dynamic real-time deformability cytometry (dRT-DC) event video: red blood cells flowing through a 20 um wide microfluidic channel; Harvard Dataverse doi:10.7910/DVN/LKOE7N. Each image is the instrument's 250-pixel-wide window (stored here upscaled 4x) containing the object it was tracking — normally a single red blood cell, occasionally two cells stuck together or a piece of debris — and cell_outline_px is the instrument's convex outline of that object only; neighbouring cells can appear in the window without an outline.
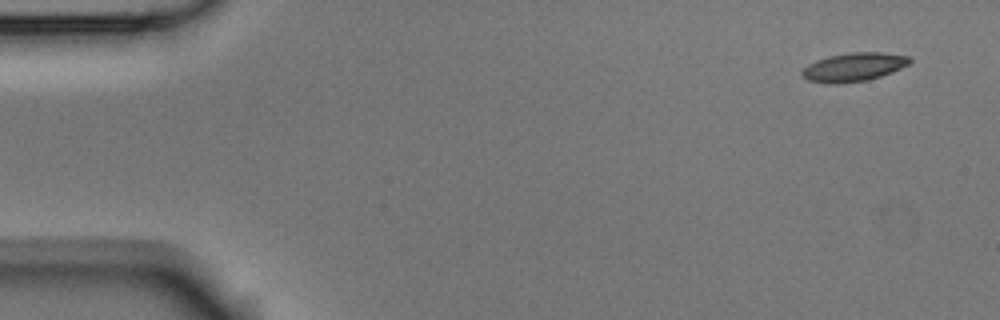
{"species": "Egyptian fruit bat (a non-hibernating species)", "species_latin": "Rousettus aegyptiacus", "temperature_condition": "room temperature", "stored_images_in_passage": 5, "camera_frame_rate_fps": 3000, "um_per_image_px": 0.085, "animal": {"sex": "male"}, "frame": {"image": 1, "passage_image": 1, "time_ms": 0.0, "image_size_px": [1000, 320], "cell_outline_px": [[912, 60], [908, 64], [892, 72], [868, 80], [836, 84], [832, 84], [808, 80], [800, 72], [808, 64], [816, 60], [828, 56], [848, 52], [884, 52], [908, 56]], "centroid_in_image_um": [72.56, 5.69], "position_along_channel_um": 12.4, "area_um2": 17.92}}
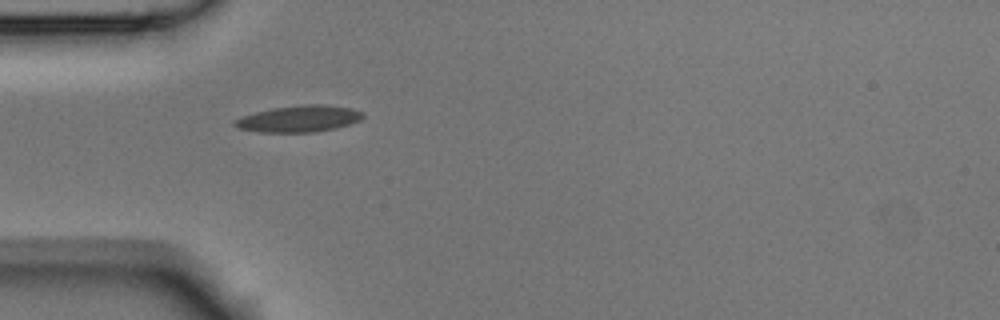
{"frame": {"image": 2, "passage_image": 4, "time_ms": 1.0, "image_size_px": [1000, 320], "cell_outline_px": [[364, 116], [360, 120], [336, 128], [316, 132], [260, 132], [240, 128], [232, 124], [232, 120], [240, 116], [272, 108], [304, 104], [324, 104], [352, 108], [364, 112]], "centroid_in_image_um": [25.41, 10.08], "position_along_channel_um": 59.6, "area_um2": 19.94}}
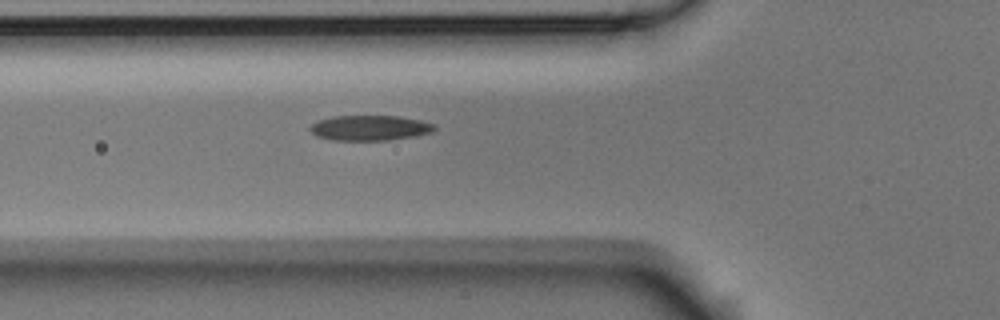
{"frame": {"image": 3, "passage_image": 5, "time_ms": 1.333, "image_size_px": [1000, 320], "cell_outline_px": [[436, 128], [432, 132], [412, 136], [388, 140], [332, 140], [316, 136], [308, 128], [316, 120], [332, 116], [400, 116], [420, 120], [436, 124]], "centroid_in_image_um": [31.41, 10.86], "position_along_channel_um": 94.4, "area_um2": 18.32}}